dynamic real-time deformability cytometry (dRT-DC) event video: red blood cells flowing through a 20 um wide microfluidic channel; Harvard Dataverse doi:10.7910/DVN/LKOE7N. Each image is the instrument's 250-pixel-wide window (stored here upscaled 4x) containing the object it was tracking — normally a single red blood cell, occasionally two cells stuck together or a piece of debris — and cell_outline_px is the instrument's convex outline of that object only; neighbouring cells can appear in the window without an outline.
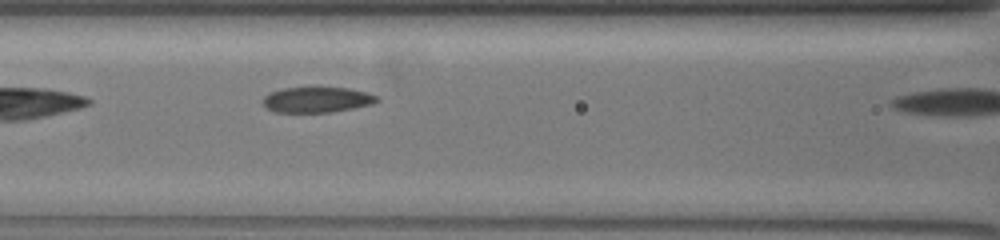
{"species": "common noctule bat (a hibernating species)", "species_latin": "Nyctalus noctula", "temperature_condition": "warm", "stored_images_in_passage": 14, "camera_frame_rate_fps": 3000, "um_per_image_px": 0.085, "animal": {"sex": "female", "body_mass_g": 19.5, "forearm_length_mm": 54.1}, "frame": {"image": 1, "passage_image": 7, "time_ms": 2.0, "image_size_px": [1000, 240], "cell_outline_px": [[380, 100], [372, 104], [352, 108], [328, 112], [276, 112], [268, 108], [260, 100], [268, 92], [284, 88], [316, 84], [348, 88], [368, 92], [380, 96]], "centroid_in_image_um": [26.95, 8.41], "position_along_channel_um": 139.7, "area_um2": 17.86}}
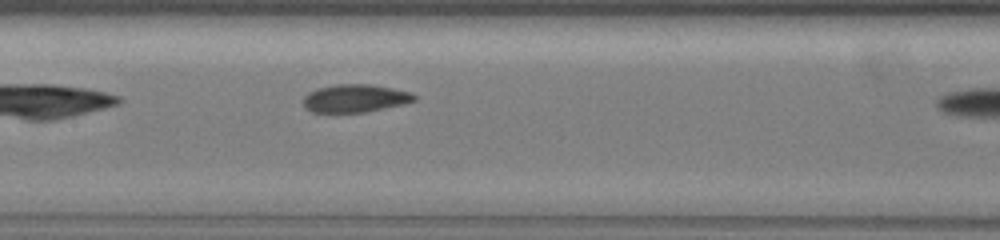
{"frame": {"image": 2, "passage_image": 10, "time_ms": 3.0, "image_size_px": [1000, 240], "cell_outline_px": [[416, 100], [404, 104], [364, 112], [312, 112], [304, 108], [304, 96], [308, 92], [316, 88], [336, 84], [372, 84], [412, 92], [416, 96]], "centroid_in_image_um": [30.18, 8.35], "position_along_channel_um": 177.2, "area_um2": 18.15}}